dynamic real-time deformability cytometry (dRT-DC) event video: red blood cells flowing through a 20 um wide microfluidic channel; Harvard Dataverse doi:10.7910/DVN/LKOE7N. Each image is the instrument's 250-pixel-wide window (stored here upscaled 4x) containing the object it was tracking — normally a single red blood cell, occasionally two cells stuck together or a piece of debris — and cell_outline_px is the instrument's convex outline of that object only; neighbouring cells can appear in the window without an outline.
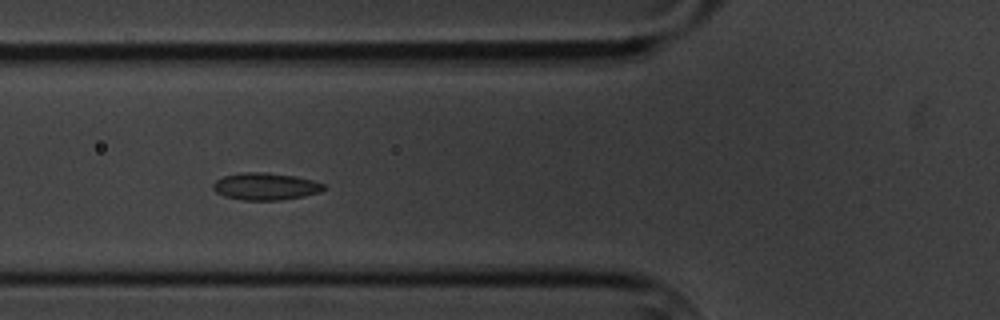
{"species": "common noctule bat (a hibernating species)", "species_latin": "Nyctalus noctula", "temperature_condition": "cold", "stored_images_in_passage": 5, "camera_frame_rate_fps": 3000, "um_per_image_px": 0.085, "animal": {"sex": "male", "body_mass_g": 20.1, "forearm_length_mm": 53.5}, "frame": {"image": 1, "passage_image": 4, "time_ms": 3.333, "image_size_px": [1000, 320], "cell_outline_px": [[324, 188], [320, 192], [304, 196], [280, 200], [240, 200], [224, 196], [216, 192], [212, 188], [212, 184], [216, 180], [224, 176], [240, 172], [264, 172], [296, 176], [312, 180], [324, 184]], "centroid_in_image_um": [22.53, 15.84], "position_along_channel_um": 103.3, "area_um2": 17.57}}
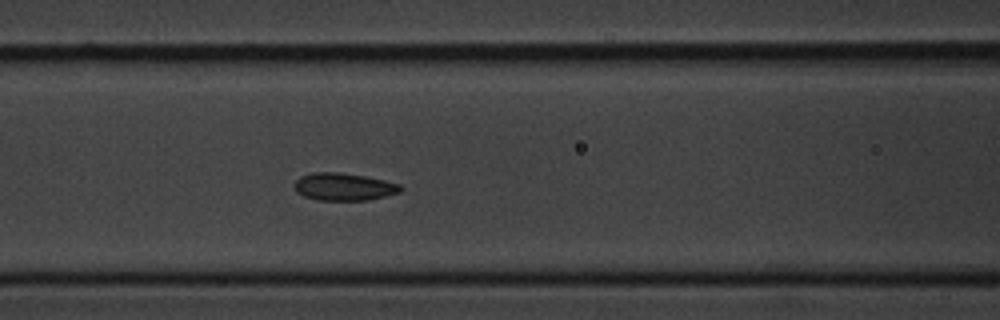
{"frame": {"image": 2, "passage_image": 5, "time_ms": 4.333, "image_size_px": [1000, 320], "cell_outline_px": [[404, 188], [400, 192], [368, 200], [316, 200], [304, 196], [296, 192], [292, 184], [300, 176], [312, 172], [340, 172], [364, 176], [384, 180], [400, 184]], "centroid_in_image_um": [29.19, 15.87], "position_along_channel_um": 137.4, "area_um2": 17.17}}